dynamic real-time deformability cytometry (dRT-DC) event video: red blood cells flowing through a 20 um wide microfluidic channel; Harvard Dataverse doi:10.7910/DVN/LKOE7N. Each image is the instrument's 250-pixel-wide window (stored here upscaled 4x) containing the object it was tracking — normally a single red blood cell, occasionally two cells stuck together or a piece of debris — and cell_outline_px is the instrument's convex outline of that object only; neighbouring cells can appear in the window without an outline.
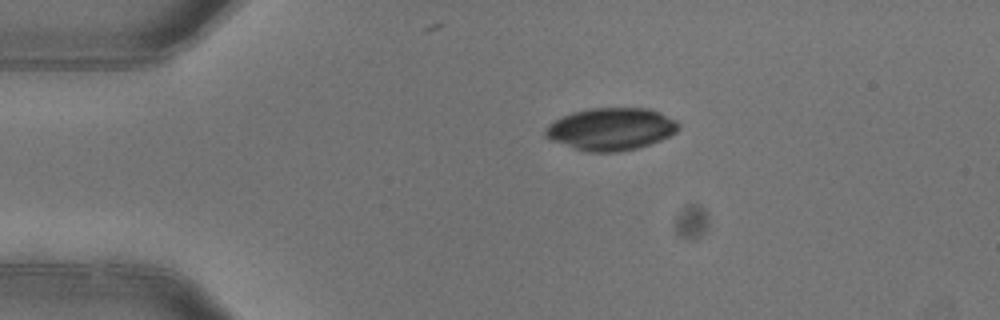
{"species": "common noctule bat (a hibernating species)", "species_latin": "Nyctalus noctula", "temperature_condition": "warm", "stored_images_in_passage": 2, "camera_frame_rate_fps": 3000, "um_per_image_px": 0.085, "animal": {"sex": "female"}, "frame": {"image": 1, "passage_image": 1, "time_ms": 0.0, "image_size_px": [1000, 320], "cell_outline_px": [[680, 128], [676, 132], [660, 140], [636, 148], [620, 152], [588, 152], [552, 140], [544, 136], [544, 132], [548, 124], [564, 116], [576, 112], [592, 108], [648, 108], [660, 112], [676, 120], [680, 124]], "centroid_in_image_um": [51.97, 10.96], "position_along_channel_um": 33.0, "area_um2": 32.54}}